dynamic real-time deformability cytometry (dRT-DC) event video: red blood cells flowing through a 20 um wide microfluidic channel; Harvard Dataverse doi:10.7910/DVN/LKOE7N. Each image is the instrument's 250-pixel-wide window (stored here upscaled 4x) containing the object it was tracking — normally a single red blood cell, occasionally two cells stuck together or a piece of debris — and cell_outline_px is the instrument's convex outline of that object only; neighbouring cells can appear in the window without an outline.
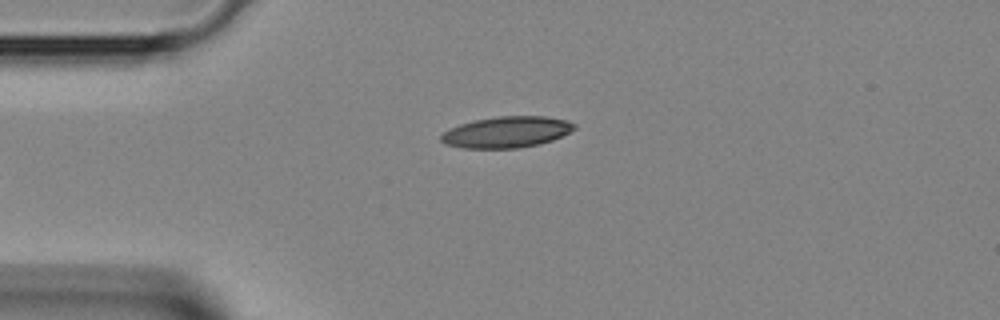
{"species": "Egyptian fruit bat (a non-hibernating species)", "species_latin": "Rousettus aegyptiacus", "temperature_condition": "room temperature", "stored_images_in_passage": 3, "camera_frame_rate_fps": 3000, "um_per_image_px": 0.085, "animal": {"sex": "female"}, "frame": {"image": 1, "passage_image": 3, "time_ms": 0.667, "image_size_px": [1000, 320], "cell_outline_px": [[576, 128], [552, 140], [540, 144], [520, 148], [464, 148], [444, 144], [440, 140], [440, 136], [444, 132], [460, 124], [476, 120], [500, 116], [544, 116], [568, 120], [576, 124]], "centroid_in_image_um": [43.07, 11.23], "position_along_channel_um": 41.9, "area_um2": 24.1}}